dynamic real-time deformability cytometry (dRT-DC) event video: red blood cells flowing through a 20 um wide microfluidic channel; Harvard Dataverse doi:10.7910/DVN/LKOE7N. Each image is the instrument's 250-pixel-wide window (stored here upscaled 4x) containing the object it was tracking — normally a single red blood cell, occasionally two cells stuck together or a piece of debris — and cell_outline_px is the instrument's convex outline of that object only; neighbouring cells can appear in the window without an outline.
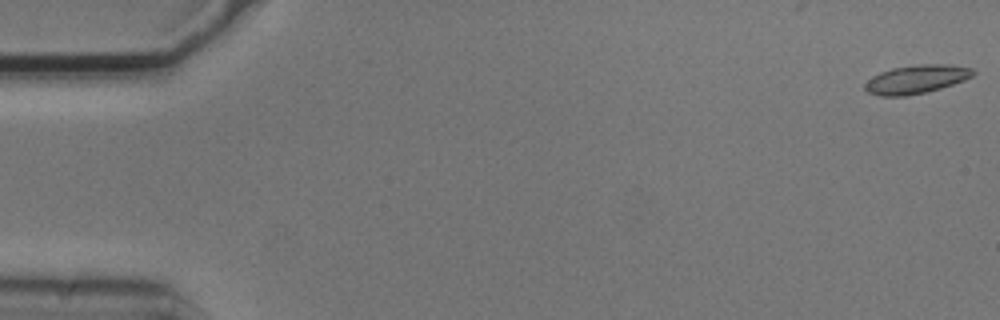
{"species": "common noctule bat (a hibernating species)", "species_latin": "Nyctalus noctula", "temperature_condition": "cold", "stored_images_in_passage": 11, "camera_frame_rate_fps": 3000, "um_per_image_px": 0.085, "animal": {"sex": "male", "body_mass_g": 20.5, "forearm_length_mm": 52.5}, "frame": {"image": 1, "passage_image": 1, "time_ms": 0.0, "image_size_px": [1000, 320], "cell_outline_px": [[976, 72], [972, 76], [964, 80], [940, 88], [908, 96], [880, 96], [868, 92], [864, 88], [864, 84], [872, 76], [880, 72], [892, 68], [920, 64], [952, 64], [972, 68]], "centroid_in_image_um": [77.88, 6.73], "position_along_channel_um": 7.1, "area_um2": 17.98}}
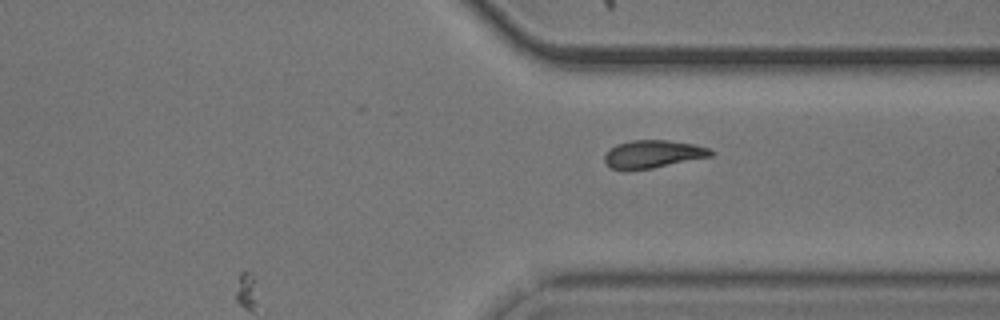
{"frame": {"image": 2, "passage_image": 11, "time_ms": 3.333, "image_size_px": [1000, 320], "cell_outline_px": [[716, 152], [712, 156], [652, 168], [612, 168], [604, 160], [604, 156], [616, 144], [632, 140], [668, 140], [696, 144], [708, 148]], "centroid_in_image_um": [55.58, 13.06], "position_along_channel_um": 355.8, "area_um2": 16.82}}